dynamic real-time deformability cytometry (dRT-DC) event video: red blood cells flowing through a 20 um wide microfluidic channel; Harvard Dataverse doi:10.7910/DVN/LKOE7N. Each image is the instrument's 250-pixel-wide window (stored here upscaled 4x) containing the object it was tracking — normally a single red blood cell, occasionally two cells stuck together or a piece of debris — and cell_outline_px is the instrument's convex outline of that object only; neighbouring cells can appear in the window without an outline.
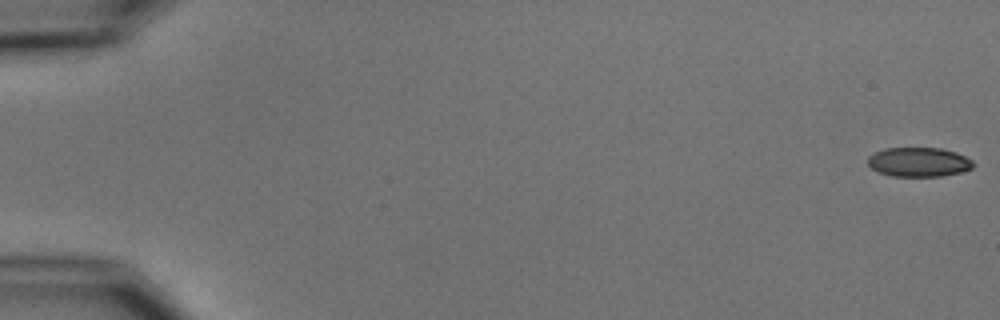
{"species": "common noctule bat (a hibernating species)", "species_latin": "Nyctalus noctula", "temperature_condition": "cold", "stored_images_in_passage": 6, "camera_frame_rate_fps": 3000, "um_per_image_px": 0.085, "animal": {"sex": "male", "body_mass_g": 15.6}, "frame": {"image": 1, "passage_image": 1, "time_ms": 0.0, "image_size_px": [1000, 320], "cell_outline_px": [[976, 164], [972, 168], [960, 172], [940, 176], [892, 176], [880, 172], [872, 168], [868, 164], [868, 156], [872, 152], [884, 148], [940, 148], [956, 152], [972, 160]], "centroid_in_image_um": [78.09, 13.76], "position_along_channel_um": 6.9, "area_um2": 18.03}}
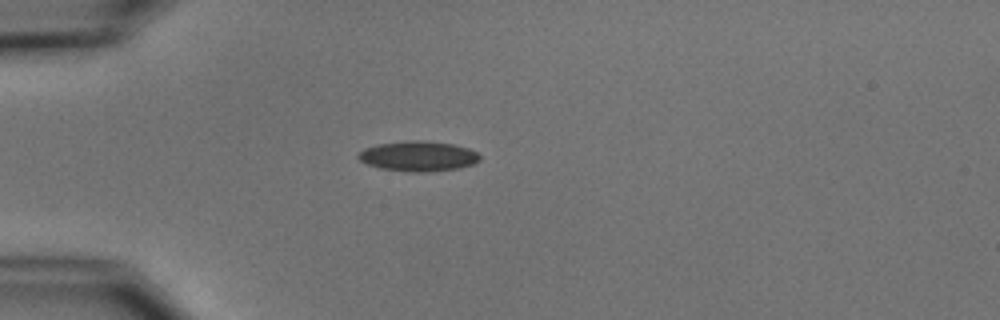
{"frame": {"image": 2, "passage_image": 5, "time_ms": 5.0, "image_size_px": [1000, 320], "cell_outline_px": [[480, 160], [472, 164], [460, 168], [432, 172], [412, 172], [380, 168], [368, 164], [360, 160], [356, 156], [364, 148], [376, 144], [412, 140], [424, 140], [452, 144], [468, 148], [476, 152], [480, 156]], "centroid_in_image_um": [35.55, 13.27], "position_along_channel_um": 49.4, "area_um2": 21.39}}